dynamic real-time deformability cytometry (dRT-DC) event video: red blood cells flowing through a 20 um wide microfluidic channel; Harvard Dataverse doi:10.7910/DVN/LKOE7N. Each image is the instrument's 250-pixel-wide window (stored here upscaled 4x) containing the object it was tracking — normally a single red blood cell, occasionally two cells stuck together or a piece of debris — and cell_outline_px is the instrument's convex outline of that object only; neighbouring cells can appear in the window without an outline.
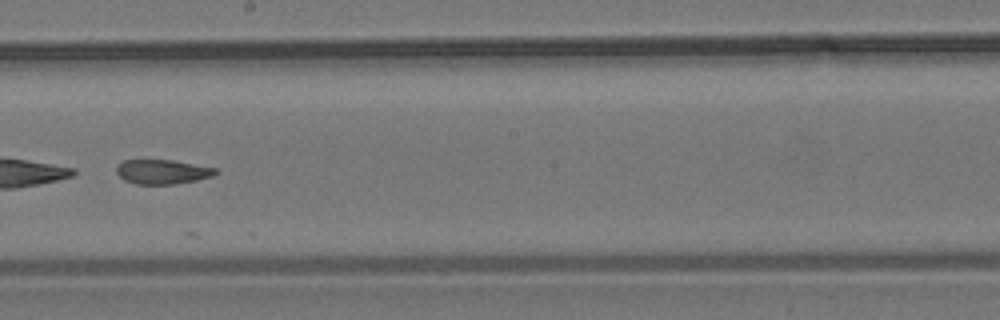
{"species": "common noctule bat (a hibernating species)", "species_latin": "Nyctalus noctula", "temperature_condition": "room temperature", "stored_images_in_passage": 55, "camera_frame_rate_fps": 3000, "um_per_image_px": 0.085, "animal": {"sex": "male", "body_mass_g": 19.2, "forearm_length_mm": 51.8}, "frame": {"image": 1, "passage_image": 31, "time_ms": 10.0, "image_size_px": [1000, 320], "cell_outline_px": [[220, 172], [212, 176], [196, 180], [176, 184], [136, 184], [124, 180], [116, 172], [116, 164], [124, 160], [172, 160], [216, 168]], "centroid_in_image_um": [13.79, 14.6], "position_along_channel_um": 234.4, "area_um2": 14.16}}